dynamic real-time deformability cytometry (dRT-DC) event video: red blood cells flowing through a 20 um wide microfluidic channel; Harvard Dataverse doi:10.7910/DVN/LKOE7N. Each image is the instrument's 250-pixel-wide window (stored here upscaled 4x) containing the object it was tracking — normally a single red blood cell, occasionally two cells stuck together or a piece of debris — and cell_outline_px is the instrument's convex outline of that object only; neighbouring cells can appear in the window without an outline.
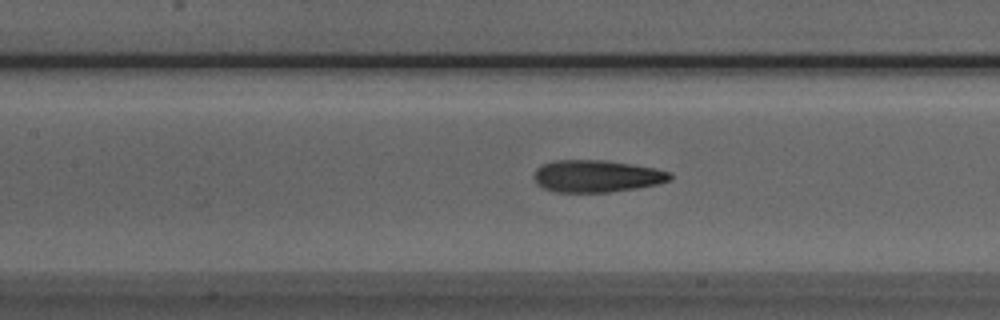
{"species": "Egyptian fruit bat (a non-hibernating species)", "species_latin": "Rousettus aegyptiacus", "temperature_condition": "room temperature", "stored_images_in_passage": 42, "camera_frame_rate_fps": 3000, "um_per_image_px": 0.085, "animal": {"sex": "male"}, "frame": {"image": 1, "passage_image": 13, "time_ms": 4.0, "image_size_px": [1000, 320], "cell_outline_px": [[672, 180], [656, 184], [636, 188], [608, 192], [556, 192], [544, 188], [536, 184], [532, 176], [536, 168], [544, 164], [556, 160], [604, 160], [632, 164], [656, 168], [672, 172]], "centroid_in_image_um": [50.71, 14.97], "position_along_channel_um": 156.7, "area_um2": 25.61}}
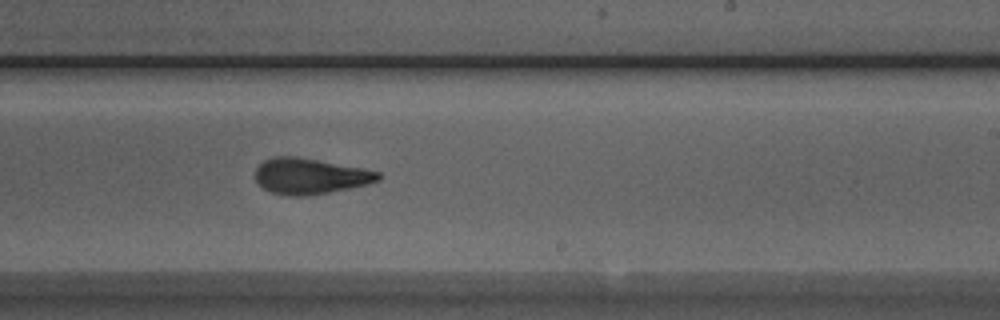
{"frame": {"image": 2, "passage_image": 21, "time_ms": 6.667, "image_size_px": [1000, 320], "cell_outline_px": [[380, 180], [368, 184], [328, 192], [304, 196], [292, 196], [272, 192], [264, 188], [256, 180], [256, 168], [264, 160], [272, 156], [296, 156], [364, 168], [380, 172]], "centroid_in_image_um": [26.36, 14.95], "position_along_channel_um": 262.6, "area_um2": 25.49}}
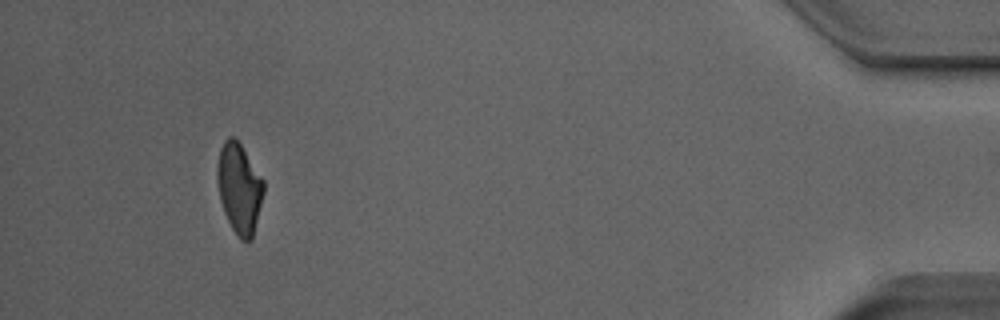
{"frame": {"image": 3, "passage_image": 38, "time_ms": 12.333, "image_size_px": [1000, 320], "cell_outline_px": [[264, 192], [252, 240], [248, 244], [240, 240], [236, 236], [224, 212], [220, 200], [216, 180], [216, 164], [220, 148], [224, 140], [228, 136], [232, 136], [240, 144], [264, 180]], "centroid_in_image_um": [20.32, 16.03], "position_along_channel_um": 414.9, "area_um2": 24.68}, "authors_computed_cell_mechanics": {"area_um2": 25.4898, "velocity_mm_per_s": 3.9865, "shape_relaxation_time_tau1_ms": 5.3358, "shape_relaxation_time_tau2_ms": 1.4122, "deformation_change_tau1": 0.1921, "deformation_change_tau2": 0.0928}}